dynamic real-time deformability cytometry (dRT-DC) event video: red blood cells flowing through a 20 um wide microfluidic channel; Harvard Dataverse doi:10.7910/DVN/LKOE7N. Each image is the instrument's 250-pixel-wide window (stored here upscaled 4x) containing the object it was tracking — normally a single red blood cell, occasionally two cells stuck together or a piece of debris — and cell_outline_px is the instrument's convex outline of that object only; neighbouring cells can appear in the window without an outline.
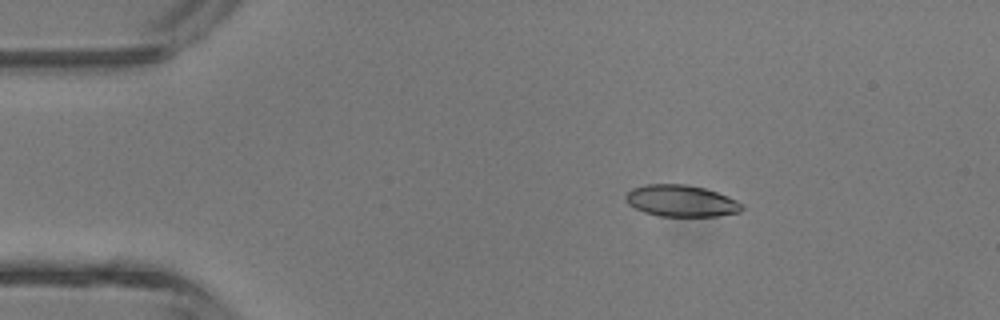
{"species": "common noctule bat (a hibernating species)", "species_latin": "Nyctalus noctula", "temperature_condition": "room temperature", "stored_images_in_passage": 5, "camera_frame_rate_fps": 3000, "um_per_image_px": 0.085, "animal": {"sex": "male", "body_mass_g": 13.3}, "frame": {"image": 1, "passage_image": 3, "time_ms": 2.0, "image_size_px": [1000, 320], "cell_outline_px": [[744, 208], [740, 212], [716, 216], [660, 216], [644, 212], [628, 204], [624, 196], [632, 188], [648, 184], [684, 184], [704, 188], [728, 196], [744, 204]], "centroid_in_image_um": [57.91, 17.07], "position_along_channel_um": 27.1, "area_um2": 21.39}}
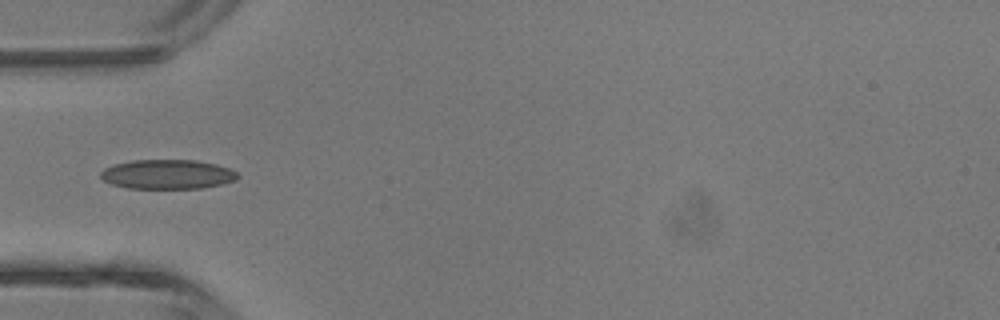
{"frame": {"image": 2, "passage_image": 5, "time_ms": 4.333, "image_size_px": [1000, 320], "cell_outline_px": [[240, 176], [236, 180], [220, 184], [200, 188], [128, 188], [112, 184], [104, 180], [100, 176], [100, 172], [104, 168], [112, 164], [132, 160], [196, 160], [216, 164], [228, 168], [236, 172]], "centroid_in_image_um": [14.21, 14.81], "position_along_channel_um": 70.8, "area_um2": 23.47}}